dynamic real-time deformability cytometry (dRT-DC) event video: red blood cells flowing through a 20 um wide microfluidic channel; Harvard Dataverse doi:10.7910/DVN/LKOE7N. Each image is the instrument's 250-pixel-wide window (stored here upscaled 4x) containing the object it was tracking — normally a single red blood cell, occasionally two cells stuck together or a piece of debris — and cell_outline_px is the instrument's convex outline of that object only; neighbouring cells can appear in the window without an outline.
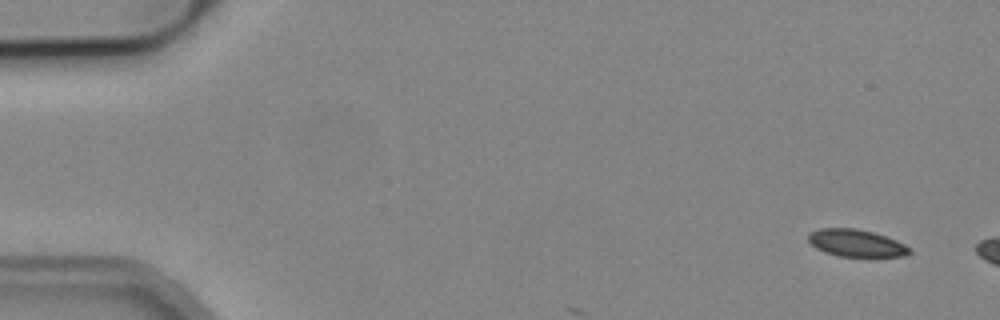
{"species": "common noctule bat (a hibernating species)", "species_latin": "Nyctalus noctula", "temperature_condition": "cold", "stored_images_in_passage": 4, "camera_frame_rate_fps": 3000, "um_per_image_px": 0.085, "animal": {"sex": "male", "body_mass_g": 19.2, "forearm_length_mm": 51.8}, "frame": {"image": 1, "passage_image": 1, "time_ms": 0.0, "image_size_px": [1000, 320], "cell_outline_px": [[912, 252], [904, 256], [836, 256], [824, 252], [816, 248], [808, 240], [808, 232], [820, 228], [856, 228], [872, 232], [896, 240], [912, 248]], "centroid_in_image_um": [72.76, 20.66], "position_along_channel_um": 12.2, "area_um2": 16.07}}